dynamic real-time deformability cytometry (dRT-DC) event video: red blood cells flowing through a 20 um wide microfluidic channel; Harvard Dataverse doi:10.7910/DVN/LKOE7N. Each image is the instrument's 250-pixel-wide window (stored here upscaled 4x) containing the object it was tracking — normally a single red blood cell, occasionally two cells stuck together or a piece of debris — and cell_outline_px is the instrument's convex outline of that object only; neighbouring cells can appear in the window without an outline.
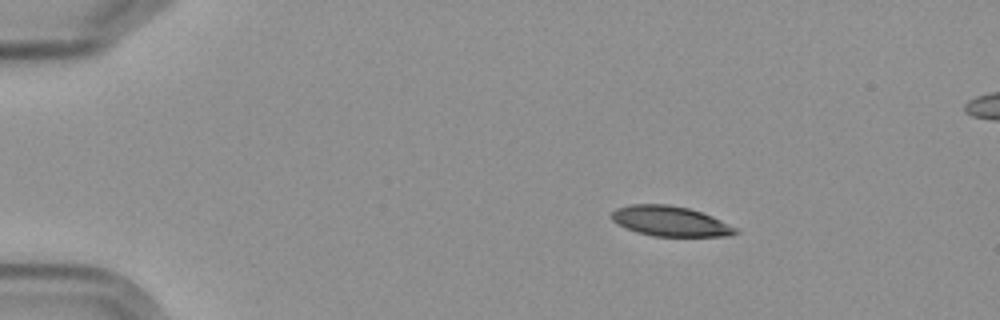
{"species": "Egyptian fruit bat (a non-hibernating species)", "species_latin": "Rousettus aegyptiacus", "temperature_condition": "cold", "stored_images_in_passage": 4, "segment_of_instrument_passage": [1, 2], "camera_frame_rate_fps": 3000, "um_per_image_px": 0.085, "frame": {"image": 1, "passage_image": 1, "time_ms": 0.0, "image_size_px": [1000, 320], "cell_outline_px": [[740, 232], [728, 236], [652, 236], [636, 232], [612, 220], [612, 212], [616, 208], [632, 204], [668, 204], [688, 208], [712, 216], [740, 228]], "centroid_in_image_um": [57.03, 18.8], "position_along_channel_um": 28.0, "area_um2": 21.73}}